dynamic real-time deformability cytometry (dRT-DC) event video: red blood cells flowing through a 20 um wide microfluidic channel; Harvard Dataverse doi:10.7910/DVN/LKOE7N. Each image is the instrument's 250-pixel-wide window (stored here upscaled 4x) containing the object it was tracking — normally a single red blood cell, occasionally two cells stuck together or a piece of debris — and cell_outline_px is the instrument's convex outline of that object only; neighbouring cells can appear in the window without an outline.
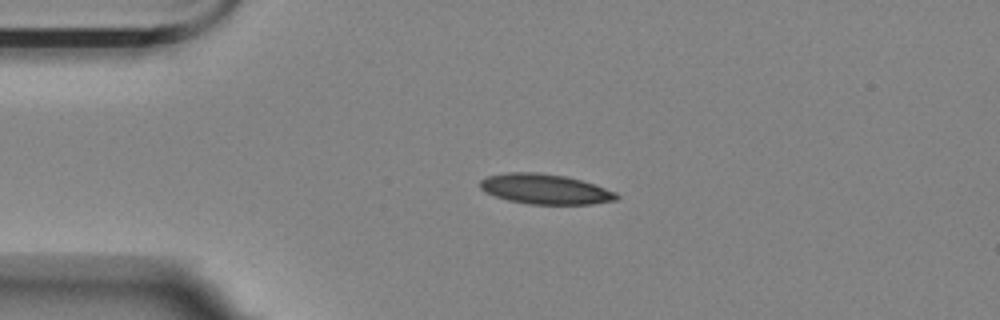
{"species": "Egyptian fruit bat (a non-hibernating species)", "species_latin": "Rousettus aegyptiacus", "temperature_condition": "room temperature", "stored_images_in_passage": 38, "camera_frame_rate_fps": 3000, "um_per_image_px": 0.085, "animal": {"sex": "female"}, "frame": {"image": 1, "passage_image": 1, "time_ms": 0.0, "image_size_px": [1000, 320], "cell_outline_px": [[620, 196], [616, 200], [592, 204], [528, 204], [508, 200], [484, 192], [480, 188], [480, 180], [488, 176], [508, 172], [536, 172], [564, 176], [580, 180], [616, 192]], "centroid_in_image_um": [46.31, 16.08], "position_along_channel_um": 38.7, "area_um2": 23.76}}
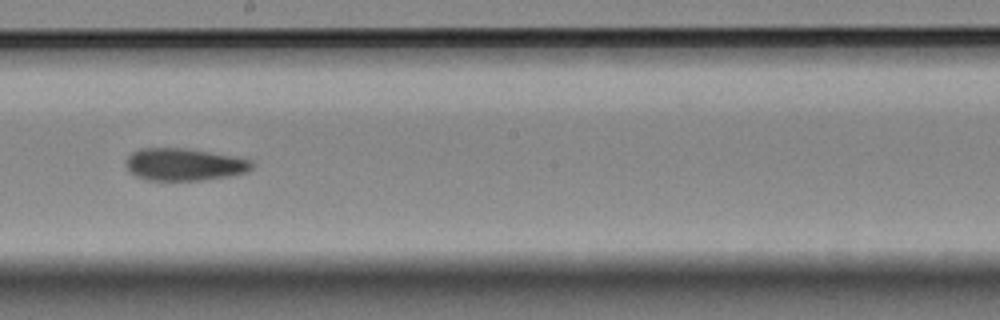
{"frame": {"image": 2, "passage_image": 20, "time_ms": 6.333, "image_size_px": [1000, 320], "cell_outline_px": [[252, 168], [244, 172], [228, 176], [204, 180], [144, 180], [136, 176], [124, 164], [128, 156], [132, 152], [140, 148], [180, 148], [208, 152], [232, 156], [252, 160]], "centroid_in_image_um": [15.61, 13.98], "position_along_channel_um": 232.6, "area_um2": 23.47}}
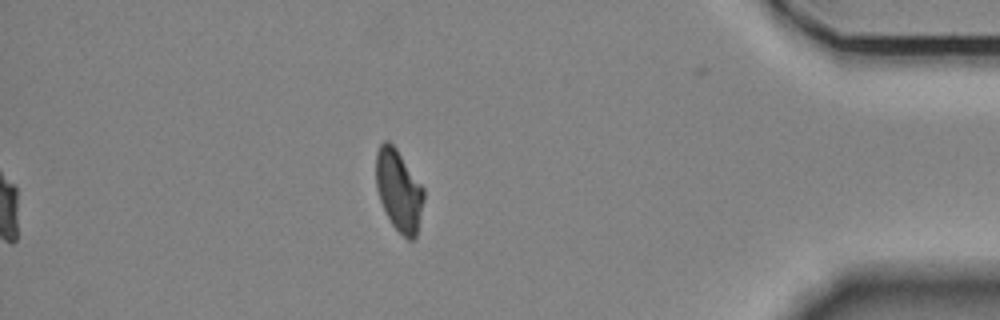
{"frame": {"image": 3, "passage_image": 38, "time_ms": 12.333, "image_size_px": [1000, 320], "cell_outline_px": [[424, 200], [416, 236], [412, 240], [408, 240], [392, 224], [380, 200], [376, 188], [376, 152], [380, 144], [384, 140], [388, 140], [396, 148], [424, 188]], "centroid_in_image_um": [33.9, 16.16], "position_along_channel_um": 401.3, "area_um2": 22.48}, "authors_computed_cell_mechanics": {"area_um2": 23.7558, "velocity_mm_per_s": 3.4788, "shape_relaxation_time_tau1_ms": null, "shape_relaxation_time_tau2_ms": 5.8522, "deformation_change_tau1": null, "deformation_change_tau2": 0.113}}